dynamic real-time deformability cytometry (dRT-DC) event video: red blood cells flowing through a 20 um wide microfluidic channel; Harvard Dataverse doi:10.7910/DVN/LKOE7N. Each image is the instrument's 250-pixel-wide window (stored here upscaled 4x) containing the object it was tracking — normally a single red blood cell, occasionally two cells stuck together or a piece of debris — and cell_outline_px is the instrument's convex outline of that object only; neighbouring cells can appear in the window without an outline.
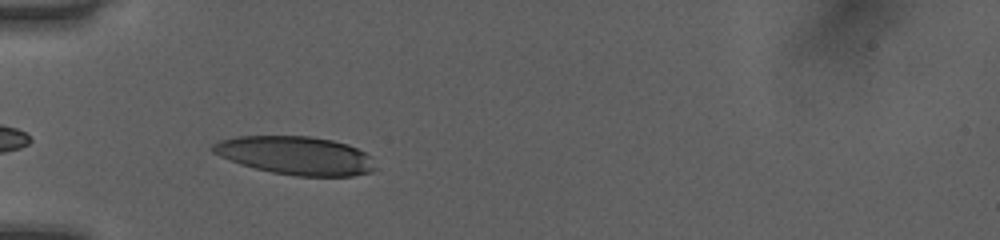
{"species": "human", "species_latin": "Homo sapiens", "temperature_condition": "room temperature", "stored_images_in_passage": 33, "camera_frame_rate_fps": 3000, "um_per_image_px": 0.085, "donor": {"sex": "female"}, "frame": {"image": 1, "passage_image": 2, "time_ms": 0.333, "image_size_px": [1000, 240], "cell_outline_px": [[376, 168], [372, 172], [352, 176], [296, 176], [272, 172], [240, 164], [220, 156], [212, 152], [208, 148], [212, 144], [220, 140], [236, 136], [312, 136], [332, 140], [348, 144], [372, 156]], "centroid_in_image_um": [25.13, 13.21], "position_along_channel_um": 59.9, "area_um2": 36.53}}
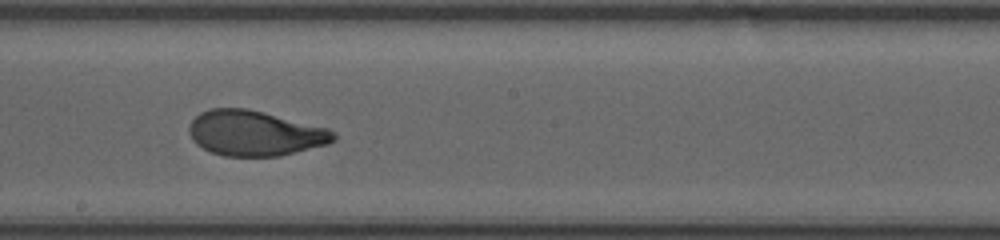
{"frame": {"image": 2, "passage_image": 15, "time_ms": 4.667, "image_size_px": [1000, 240], "cell_outline_px": [[336, 140], [328, 144], [280, 156], [224, 156], [212, 152], [196, 144], [192, 140], [188, 128], [192, 120], [200, 112], [208, 108], [248, 108], [328, 128], [336, 132]], "centroid_in_image_um": [21.67, 11.32], "position_along_channel_um": 226.5, "area_um2": 38.21}}
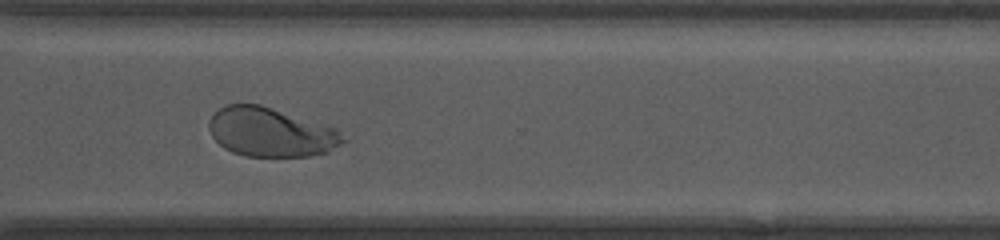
{"frame": {"image": 3, "passage_image": 24, "time_ms": 7.667, "image_size_px": [1000, 240], "cell_outline_px": [[348, 140], [328, 152], [308, 156], [244, 156], [232, 152], [224, 148], [212, 136], [208, 128], [208, 120], [220, 108], [228, 104], [260, 104], [336, 128]], "centroid_in_image_um": [23.02, 11.24], "position_along_channel_um": 347.6, "area_um2": 38.26}, "authors_computed_cell_mechanics": {"area_um2": 38.3214, "velocity_mm_per_s": 4.0427, "shape_relaxation_time_tau1_ms": 4.0399, "shape_relaxation_time_tau2_ms": null, "deformation_change_tau1": 0.1721, "deformation_change_tau2": null}}